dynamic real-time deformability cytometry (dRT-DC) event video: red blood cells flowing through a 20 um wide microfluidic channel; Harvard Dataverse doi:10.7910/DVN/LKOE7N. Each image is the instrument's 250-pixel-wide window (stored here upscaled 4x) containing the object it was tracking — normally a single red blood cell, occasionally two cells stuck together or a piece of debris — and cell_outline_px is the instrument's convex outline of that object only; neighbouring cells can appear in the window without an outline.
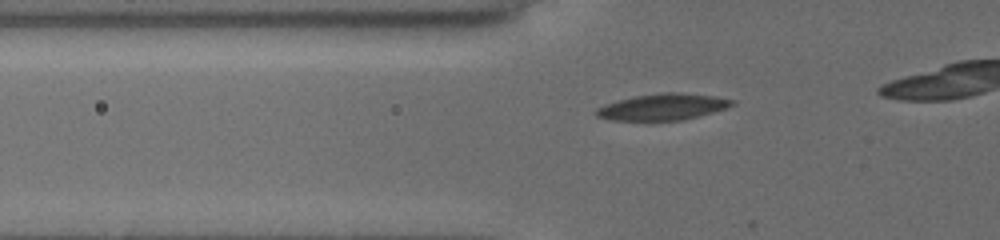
{"species": "common noctule bat (a hibernating species)", "species_latin": "Nyctalus noctula", "temperature_condition": "cold", "stored_images_in_passage": 16, "camera_frame_rate_fps": 3000, "um_per_image_px": 0.085, "animal": {"sex": "female", "body_mass_g": 19.5, "forearm_length_mm": 54.1}, "frame": {"image": 1, "passage_image": 15, "time_ms": 4.667, "image_size_px": [1000, 240], "cell_outline_px": [[736, 104], [712, 112], [684, 120], [608, 120], [596, 116], [596, 108], [632, 96], [660, 92], [676, 92], [716, 96], [736, 100]], "centroid_in_image_um": [56.36, 9.08], "position_along_channel_um": 69.4, "area_um2": 20.81}}